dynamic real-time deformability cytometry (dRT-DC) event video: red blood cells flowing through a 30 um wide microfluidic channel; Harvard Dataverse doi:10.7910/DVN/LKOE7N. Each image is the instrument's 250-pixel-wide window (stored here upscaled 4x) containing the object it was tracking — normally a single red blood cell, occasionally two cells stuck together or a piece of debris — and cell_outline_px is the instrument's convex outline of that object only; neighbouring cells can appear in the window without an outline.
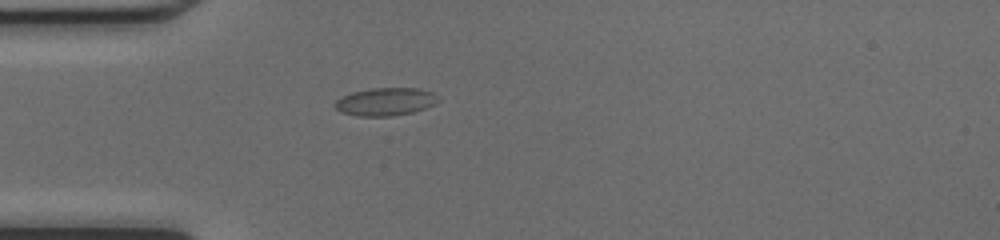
{"species": "common noctule bat (a hibernating species)", "species_latin": "Nyctalus noctula", "temperature_condition": "cold", "stored_images_in_passage": 36, "camera_frame_rate_fps": 3000, "um_per_image_px": 0.085, "animal": {"sex": "female", "body_mass_g": 17.0, "forearm_length_mm": 48.0}, "frame": {"image": 1, "passage_image": 1, "time_ms": 0.0, "image_size_px": [1000, 240], "cell_outline_px": [[440, 100], [436, 104], [412, 112], [392, 116], [360, 116], [344, 112], [336, 108], [332, 104], [336, 100], [352, 92], [372, 88], [420, 88], [436, 92], [440, 96]], "centroid_in_image_um": [32.85, 8.62], "position_along_channel_um": 52.2, "area_um2": 16.88}}
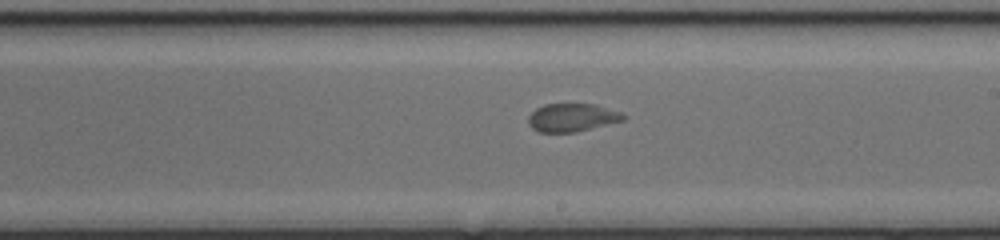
{"frame": {"image": 2, "passage_image": 15, "time_ms": 4.667, "image_size_px": [1000, 240], "cell_outline_px": [[628, 116], [624, 120], [576, 132], [540, 132], [532, 128], [528, 124], [528, 116], [536, 108], [544, 104], [596, 104], [620, 112]], "centroid_in_image_um": [48.63, 9.99], "position_along_channel_um": 240.4, "area_um2": 15.61}}
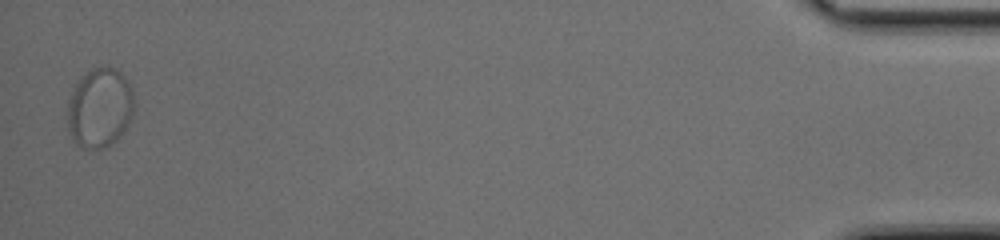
{"frame": {"image": 3, "passage_image": 35, "time_ms": 11.333, "image_size_px": [1000, 240], "cell_outline_px": [[136, 108], [128, 124], [116, 140], [112, 144], [104, 148], [84, 148], [76, 144], [68, 132], [68, 100], [76, 84], [92, 68], [104, 64], [116, 68], [124, 76], [132, 88]], "centroid_in_image_um": [8.51, 9.15], "position_along_channel_um": 426.7, "area_um2": 31.21}}